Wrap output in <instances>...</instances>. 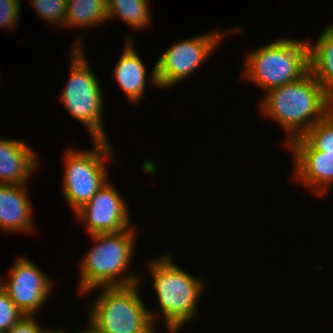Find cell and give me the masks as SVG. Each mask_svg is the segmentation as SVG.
Returning <instances> with one entry per match:
<instances>
[{
    "label": "cell",
    "instance_id": "30bf717a",
    "mask_svg": "<svg viewBox=\"0 0 333 333\" xmlns=\"http://www.w3.org/2000/svg\"><path fill=\"white\" fill-rule=\"evenodd\" d=\"M122 196L109 178L74 214L76 221L83 222L89 235L118 233L133 227L127 200Z\"/></svg>",
    "mask_w": 333,
    "mask_h": 333
},
{
    "label": "cell",
    "instance_id": "3957f363",
    "mask_svg": "<svg viewBox=\"0 0 333 333\" xmlns=\"http://www.w3.org/2000/svg\"><path fill=\"white\" fill-rule=\"evenodd\" d=\"M136 227L118 233L90 235L94 242L81 258L79 293L98 287L126 286L142 282L138 274L127 272L135 252ZM141 278V279H140Z\"/></svg>",
    "mask_w": 333,
    "mask_h": 333
},
{
    "label": "cell",
    "instance_id": "8fae6325",
    "mask_svg": "<svg viewBox=\"0 0 333 333\" xmlns=\"http://www.w3.org/2000/svg\"><path fill=\"white\" fill-rule=\"evenodd\" d=\"M293 157V179L317 196H325L333 186V154L316 150L303 136L287 146Z\"/></svg>",
    "mask_w": 333,
    "mask_h": 333
},
{
    "label": "cell",
    "instance_id": "9a60e30c",
    "mask_svg": "<svg viewBox=\"0 0 333 333\" xmlns=\"http://www.w3.org/2000/svg\"><path fill=\"white\" fill-rule=\"evenodd\" d=\"M323 29L314 44L308 40L309 65L323 92L333 101V29Z\"/></svg>",
    "mask_w": 333,
    "mask_h": 333
},
{
    "label": "cell",
    "instance_id": "d6986e66",
    "mask_svg": "<svg viewBox=\"0 0 333 333\" xmlns=\"http://www.w3.org/2000/svg\"><path fill=\"white\" fill-rule=\"evenodd\" d=\"M36 13L41 18L46 20L53 27L66 25V8L67 2L65 0H29Z\"/></svg>",
    "mask_w": 333,
    "mask_h": 333
},
{
    "label": "cell",
    "instance_id": "52a82bcc",
    "mask_svg": "<svg viewBox=\"0 0 333 333\" xmlns=\"http://www.w3.org/2000/svg\"><path fill=\"white\" fill-rule=\"evenodd\" d=\"M93 148L82 149L71 145L63 157L62 194L73 212L81 209L109 179V159H113L112 143L92 140Z\"/></svg>",
    "mask_w": 333,
    "mask_h": 333
},
{
    "label": "cell",
    "instance_id": "9c48e42d",
    "mask_svg": "<svg viewBox=\"0 0 333 333\" xmlns=\"http://www.w3.org/2000/svg\"><path fill=\"white\" fill-rule=\"evenodd\" d=\"M14 263L9 278L0 277V285L24 315L35 316L46 306L55 281L27 257L18 256Z\"/></svg>",
    "mask_w": 333,
    "mask_h": 333
},
{
    "label": "cell",
    "instance_id": "ac0fdd59",
    "mask_svg": "<svg viewBox=\"0 0 333 333\" xmlns=\"http://www.w3.org/2000/svg\"><path fill=\"white\" fill-rule=\"evenodd\" d=\"M303 137L319 151L333 154V109L315 123Z\"/></svg>",
    "mask_w": 333,
    "mask_h": 333
},
{
    "label": "cell",
    "instance_id": "d4e9b609",
    "mask_svg": "<svg viewBox=\"0 0 333 333\" xmlns=\"http://www.w3.org/2000/svg\"><path fill=\"white\" fill-rule=\"evenodd\" d=\"M169 333H180V330H169Z\"/></svg>",
    "mask_w": 333,
    "mask_h": 333
},
{
    "label": "cell",
    "instance_id": "8992f818",
    "mask_svg": "<svg viewBox=\"0 0 333 333\" xmlns=\"http://www.w3.org/2000/svg\"><path fill=\"white\" fill-rule=\"evenodd\" d=\"M140 284L98 287L86 292L84 295L101 291L87 311L89 320L102 333H156L150 310L140 295Z\"/></svg>",
    "mask_w": 333,
    "mask_h": 333
},
{
    "label": "cell",
    "instance_id": "e0dca14e",
    "mask_svg": "<svg viewBox=\"0 0 333 333\" xmlns=\"http://www.w3.org/2000/svg\"><path fill=\"white\" fill-rule=\"evenodd\" d=\"M106 4L107 19L117 17L130 29L143 31L152 21L149 13L150 0H106Z\"/></svg>",
    "mask_w": 333,
    "mask_h": 333
},
{
    "label": "cell",
    "instance_id": "603a6c76",
    "mask_svg": "<svg viewBox=\"0 0 333 333\" xmlns=\"http://www.w3.org/2000/svg\"><path fill=\"white\" fill-rule=\"evenodd\" d=\"M66 333L67 330H66ZM71 333V332H69ZM72 333H102L89 319H88V325L86 327V329L81 330V331H77V332H72Z\"/></svg>",
    "mask_w": 333,
    "mask_h": 333
},
{
    "label": "cell",
    "instance_id": "5b68a950",
    "mask_svg": "<svg viewBox=\"0 0 333 333\" xmlns=\"http://www.w3.org/2000/svg\"><path fill=\"white\" fill-rule=\"evenodd\" d=\"M79 36L70 50V75L61 91L60 102L71 116L90 133L92 140H107L103 124L104 96L84 50V38Z\"/></svg>",
    "mask_w": 333,
    "mask_h": 333
},
{
    "label": "cell",
    "instance_id": "7c38bea8",
    "mask_svg": "<svg viewBox=\"0 0 333 333\" xmlns=\"http://www.w3.org/2000/svg\"><path fill=\"white\" fill-rule=\"evenodd\" d=\"M37 157L38 154L25 141L0 137V183L29 184L30 178L39 168Z\"/></svg>",
    "mask_w": 333,
    "mask_h": 333
},
{
    "label": "cell",
    "instance_id": "7402d4cb",
    "mask_svg": "<svg viewBox=\"0 0 333 333\" xmlns=\"http://www.w3.org/2000/svg\"><path fill=\"white\" fill-rule=\"evenodd\" d=\"M35 316H23L7 333H43L47 328H42Z\"/></svg>",
    "mask_w": 333,
    "mask_h": 333
},
{
    "label": "cell",
    "instance_id": "ba28073f",
    "mask_svg": "<svg viewBox=\"0 0 333 333\" xmlns=\"http://www.w3.org/2000/svg\"><path fill=\"white\" fill-rule=\"evenodd\" d=\"M235 32H242V28L236 26L223 31L214 29L203 35L174 42L154 63L149 74L151 79L148 77L149 82L159 89L179 85L201 68L216 47L221 45L222 39Z\"/></svg>",
    "mask_w": 333,
    "mask_h": 333
},
{
    "label": "cell",
    "instance_id": "cb8c5ba5",
    "mask_svg": "<svg viewBox=\"0 0 333 333\" xmlns=\"http://www.w3.org/2000/svg\"><path fill=\"white\" fill-rule=\"evenodd\" d=\"M43 333H66L65 330H60V329H46Z\"/></svg>",
    "mask_w": 333,
    "mask_h": 333
},
{
    "label": "cell",
    "instance_id": "7a4b0ae2",
    "mask_svg": "<svg viewBox=\"0 0 333 333\" xmlns=\"http://www.w3.org/2000/svg\"><path fill=\"white\" fill-rule=\"evenodd\" d=\"M159 256L146 263L147 272L153 279L157 306L159 311L161 310L159 314L156 311H149L150 317L156 327L162 319L168 331L180 330L199 315V298L207 289L205 288L207 281L180 268L170 253L166 252Z\"/></svg>",
    "mask_w": 333,
    "mask_h": 333
},
{
    "label": "cell",
    "instance_id": "2e32d148",
    "mask_svg": "<svg viewBox=\"0 0 333 333\" xmlns=\"http://www.w3.org/2000/svg\"><path fill=\"white\" fill-rule=\"evenodd\" d=\"M107 19L106 0H69L66 8V25L63 28L76 29L100 25Z\"/></svg>",
    "mask_w": 333,
    "mask_h": 333
},
{
    "label": "cell",
    "instance_id": "44dd1931",
    "mask_svg": "<svg viewBox=\"0 0 333 333\" xmlns=\"http://www.w3.org/2000/svg\"><path fill=\"white\" fill-rule=\"evenodd\" d=\"M21 0H0V27L14 29L21 11Z\"/></svg>",
    "mask_w": 333,
    "mask_h": 333
},
{
    "label": "cell",
    "instance_id": "5bb4252c",
    "mask_svg": "<svg viewBox=\"0 0 333 333\" xmlns=\"http://www.w3.org/2000/svg\"><path fill=\"white\" fill-rule=\"evenodd\" d=\"M124 51L113 69L112 77L132 105L140 103L147 87V68L135 48L132 36L126 35Z\"/></svg>",
    "mask_w": 333,
    "mask_h": 333
},
{
    "label": "cell",
    "instance_id": "6da1fadb",
    "mask_svg": "<svg viewBox=\"0 0 333 333\" xmlns=\"http://www.w3.org/2000/svg\"><path fill=\"white\" fill-rule=\"evenodd\" d=\"M260 100L261 113L287 134L285 146L302 137L333 109V101L310 70L296 81L269 90Z\"/></svg>",
    "mask_w": 333,
    "mask_h": 333
},
{
    "label": "cell",
    "instance_id": "ffe728a7",
    "mask_svg": "<svg viewBox=\"0 0 333 333\" xmlns=\"http://www.w3.org/2000/svg\"><path fill=\"white\" fill-rule=\"evenodd\" d=\"M23 316L25 315L18 309L0 285V333H7Z\"/></svg>",
    "mask_w": 333,
    "mask_h": 333
},
{
    "label": "cell",
    "instance_id": "277c9868",
    "mask_svg": "<svg viewBox=\"0 0 333 333\" xmlns=\"http://www.w3.org/2000/svg\"><path fill=\"white\" fill-rule=\"evenodd\" d=\"M308 39L279 38L248 51L242 79L265 93L300 79L310 70Z\"/></svg>",
    "mask_w": 333,
    "mask_h": 333
},
{
    "label": "cell",
    "instance_id": "4fadbf2b",
    "mask_svg": "<svg viewBox=\"0 0 333 333\" xmlns=\"http://www.w3.org/2000/svg\"><path fill=\"white\" fill-rule=\"evenodd\" d=\"M27 185L0 183V231L30 232L35 230L33 205Z\"/></svg>",
    "mask_w": 333,
    "mask_h": 333
}]
</instances>
